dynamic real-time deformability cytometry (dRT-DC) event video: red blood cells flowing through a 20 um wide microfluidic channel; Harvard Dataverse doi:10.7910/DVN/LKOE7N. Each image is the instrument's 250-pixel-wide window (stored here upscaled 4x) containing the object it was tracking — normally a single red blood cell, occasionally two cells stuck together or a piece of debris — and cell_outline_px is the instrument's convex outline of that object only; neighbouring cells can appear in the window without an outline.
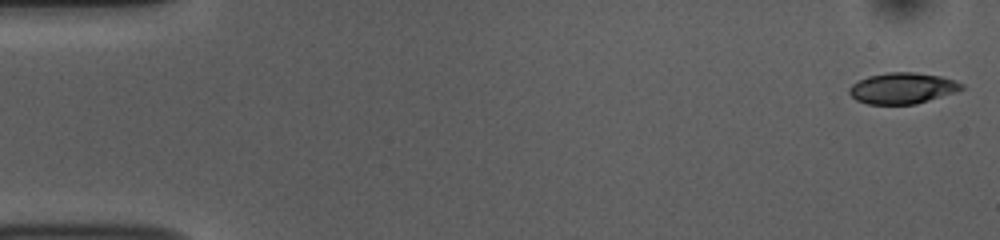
{"species": "common noctule bat (a hibernating species)", "species_latin": "Nyctalus noctula", "temperature_condition": "room temperature", "stored_images_in_passage": 48, "camera_frame_rate_fps": 3000, "um_per_image_px": 0.085, "animal": {"sex": "female", "body_mass_g": 10.0, "forearm_length_mm": 53.1}, "frame": {"image": 1, "passage_image": 1, "time_ms": 0.0, "image_size_px": [1000, 240], "cell_outline_px": [[964, 88], [916, 104], [868, 104], [856, 100], [848, 92], [848, 88], [852, 84], [868, 76], [888, 72], [912, 72], [940, 76], [964, 84]], "centroid_in_image_um": [76.65, 7.49], "position_along_channel_um": 8.3, "area_um2": 20.0}}
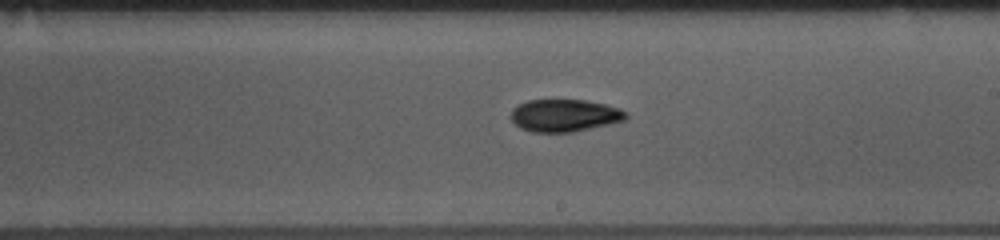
{"frame": {"image": 2, "passage_image": 30, "time_ms": 9.667, "image_size_px": [1000, 240], "cell_outline_px": [[628, 116], [624, 120], [608, 124], [572, 132], [532, 132], [520, 128], [512, 120], [512, 108], [528, 100], [588, 100], [620, 108], [628, 112]], "centroid_in_image_um": [48.0, 9.81], "position_along_channel_um": 241.0, "area_um2": 21.62}}
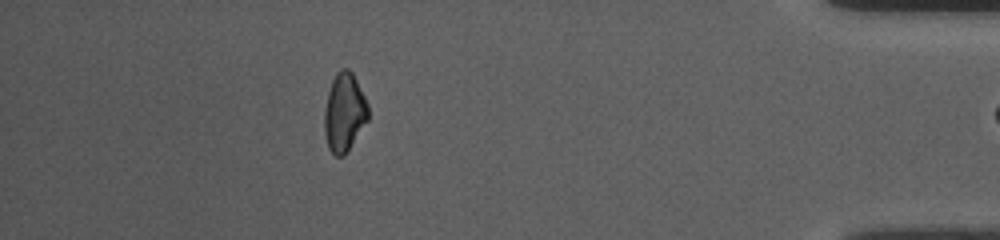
{"frame": {"image": 3, "passage_image": 47, "time_ms": 15.333, "image_size_px": [1000, 240], "cell_outline_px": [[368, 120], [344, 156], [336, 156], [328, 148], [324, 132], [324, 112], [328, 92], [332, 80], [336, 72], [340, 68], [348, 68], [352, 72], [368, 104]], "centroid_in_image_um": [29.25, 9.55], "position_along_channel_um": 405.9, "area_um2": 20.0}}